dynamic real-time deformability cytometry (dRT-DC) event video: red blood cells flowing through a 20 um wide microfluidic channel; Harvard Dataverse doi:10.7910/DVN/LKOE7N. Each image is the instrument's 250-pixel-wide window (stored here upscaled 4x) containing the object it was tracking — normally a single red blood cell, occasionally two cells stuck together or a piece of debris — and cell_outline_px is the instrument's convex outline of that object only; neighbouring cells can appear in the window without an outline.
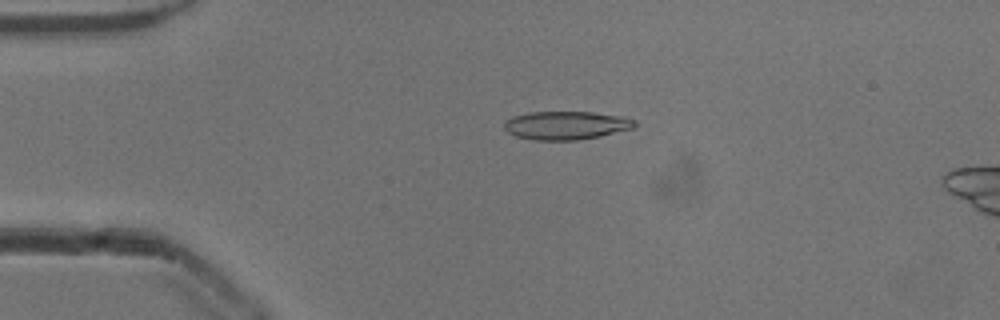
{"species": "common noctule bat (a hibernating species)", "species_latin": "Nyctalus noctula", "temperature_condition": "cold", "stored_images_in_passage": 42, "camera_frame_rate_fps": 3000, "um_per_image_px": 0.085, "animal": {"sex": "male", "body_mass_g": 13.3}, "frame": {"image": 1, "passage_image": 1, "time_ms": 0.0, "image_size_px": [1000, 320], "cell_outline_px": [[636, 124], [632, 128], [600, 136], [576, 140], [532, 140], [516, 136], [508, 132], [504, 128], [504, 120], [512, 116], [528, 112], [592, 112], [624, 116], [636, 120]], "centroid_in_image_um": [48.09, 10.65], "position_along_channel_um": 36.9, "area_um2": 21.68}}
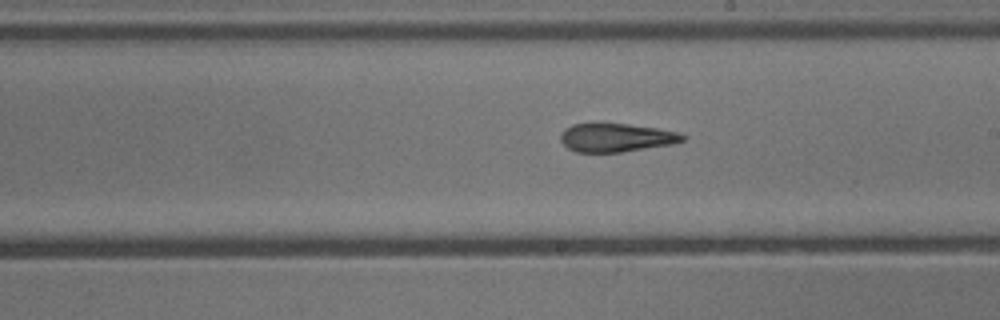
{"frame": {"image": 2, "passage_image": 19, "time_ms": 6.0, "image_size_px": [1000, 320], "cell_outline_px": [[688, 136], [684, 140], [672, 144], [620, 152], [576, 152], [568, 148], [560, 140], [560, 132], [564, 128], [572, 124], [628, 124], [656, 128], [680, 132]], "centroid_in_image_um": [52.38, 11.69], "position_along_channel_um": 236.6, "area_um2": 20.23}}
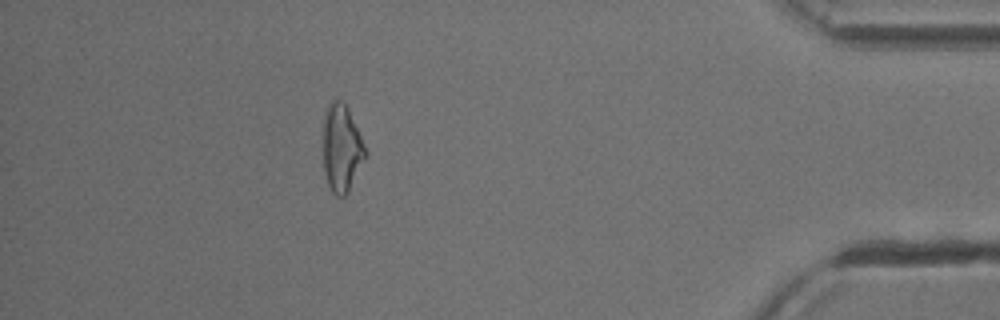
{"frame": {"image": 3, "passage_image": 36, "time_ms": 11.667, "image_size_px": [1000, 320], "cell_outline_px": [[368, 156], [348, 192], [344, 196], [336, 196], [332, 192], [328, 184], [324, 172], [324, 116], [328, 104], [332, 100], [344, 100], [348, 108], [368, 152]], "centroid_in_image_um": [29.07, 12.6], "position_along_channel_um": 406.1, "area_um2": 21.68}, "authors_computed_cell_mechanics": {"area_um2": 21.4149, "velocity_mm_per_s": 3.9043, "shape_relaxation_time_tau1_ms": 5.0828, "shape_relaxation_time_tau2_ms": 2.5865, "deformation_change_tau1": 0.1733, "deformation_change_tau2": 0.1362}}